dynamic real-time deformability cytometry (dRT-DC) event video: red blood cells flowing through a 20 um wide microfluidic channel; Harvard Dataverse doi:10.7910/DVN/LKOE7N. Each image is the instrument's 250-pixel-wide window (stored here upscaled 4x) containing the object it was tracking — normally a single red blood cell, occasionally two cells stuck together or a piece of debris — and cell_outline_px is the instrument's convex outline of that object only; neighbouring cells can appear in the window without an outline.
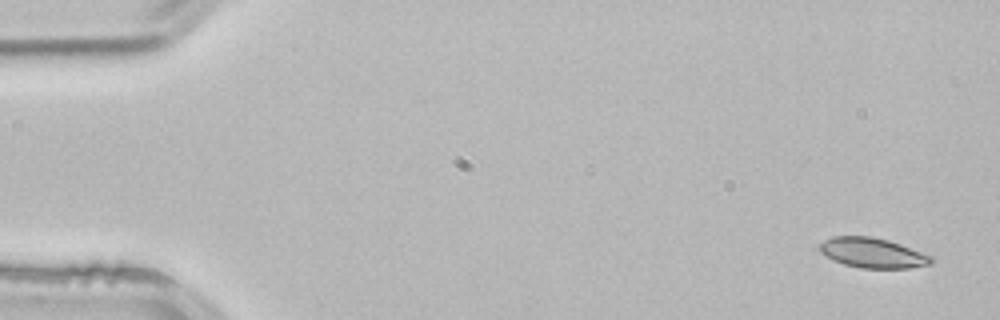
{"species": "common noctule bat (a hibernating species)", "species_latin": "Nyctalus noctula", "temperature_condition": "room temperature", "stored_images_in_passage": 4, "camera_frame_rate_fps": 3000, "um_per_image_px": 0.085, "animal": {"sex": "male", "body_mass_g": 21.5, "forearm_length_mm": 52.0}, "frame": {"image": 1, "passage_image": 1, "time_ms": 0.0, "image_size_px": [1000, 320], "cell_outline_px": [[936, 260], [932, 264], [908, 268], [860, 268], [844, 264], [832, 260], [820, 252], [820, 244], [824, 240], [832, 236], [872, 236], [888, 240], [900, 244], [932, 256]], "centroid_in_image_um": [74.18, 21.5], "position_along_channel_um": 10.8, "area_um2": 19.59}}
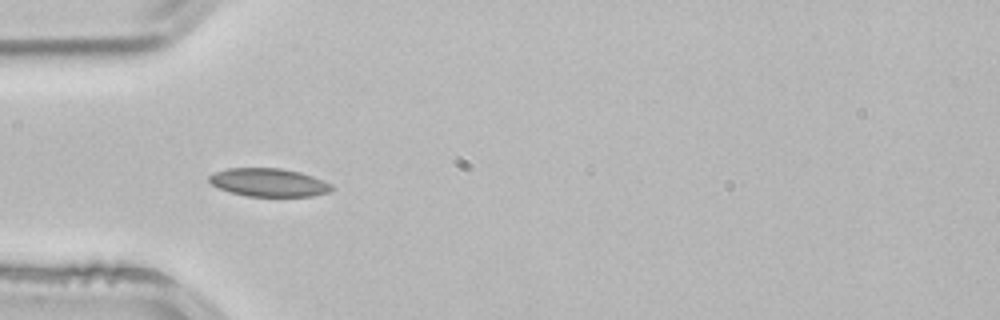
{"frame": {"image": 2, "passage_image": 4, "time_ms": 1.0, "image_size_px": [1000, 320], "cell_outline_px": [[332, 188], [328, 192], [312, 196], [248, 196], [232, 192], [220, 188], [212, 184], [208, 180], [208, 176], [216, 172], [228, 168], [280, 168], [300, 172], [324, 180], [332, 184]], "centroid_in_image_um": [22.86, 15.5], "position_along_channel_um": 62.1, "area_um2": 19.94}}